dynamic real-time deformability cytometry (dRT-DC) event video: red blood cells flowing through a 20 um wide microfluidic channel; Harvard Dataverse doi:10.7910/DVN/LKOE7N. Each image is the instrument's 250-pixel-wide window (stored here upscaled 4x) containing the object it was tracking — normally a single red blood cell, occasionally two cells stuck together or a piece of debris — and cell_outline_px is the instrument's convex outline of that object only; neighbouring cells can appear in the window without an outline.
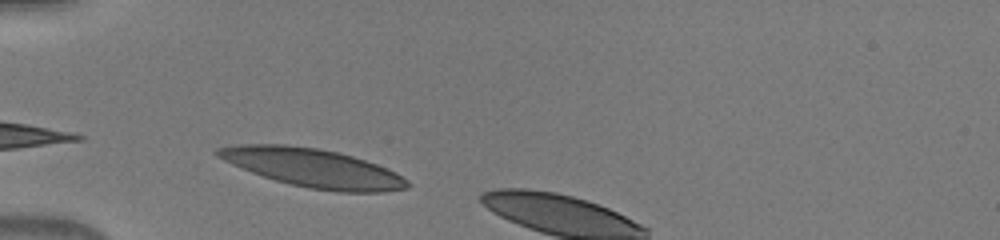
{"species": "human", "species_latin": "Homo sapiens", "temperature_condition": "warm", "stored_images_in_passage": 5, "camera_frame_rate_fps": 3000, "um_per_image_px": 0.085, "donor": {"sex": "male"}, "frame": {"image": 1, "passage_image": 1, "time_ms": 0.0, "image_size_px": [1000, 240], "cell_outline_px": [[412, 184], [408, 188], [384, 192], [336, 192], [308, 188], [276, 180], [252, 172], [232, 164], [216, 156], [212, 152], [216, 148], [240, 144], [284, 144], [316, 148], [336, 152], [352, 156], [376, 164], [396, 172], [408, 180]], "centroid_in_image_um": [26.61, 14.28], "position_along_channel_um": 58.4, "area_um2": 42.43}}